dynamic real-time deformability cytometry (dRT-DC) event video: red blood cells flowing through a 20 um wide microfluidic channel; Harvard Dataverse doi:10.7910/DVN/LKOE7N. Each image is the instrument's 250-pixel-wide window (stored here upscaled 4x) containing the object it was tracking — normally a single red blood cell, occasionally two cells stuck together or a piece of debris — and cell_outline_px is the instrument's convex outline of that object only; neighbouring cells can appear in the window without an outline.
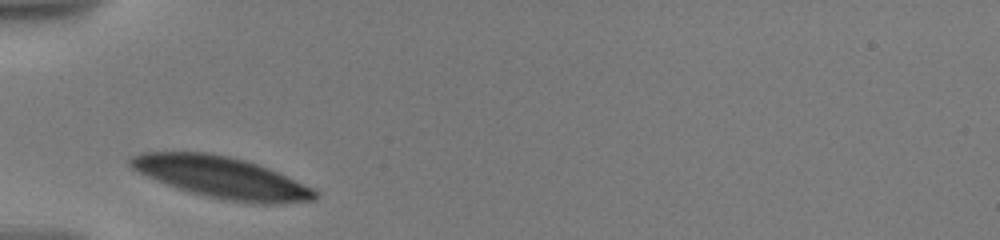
{"species": "human", "species_latin": "Homo sapiens", "temperature_condition": "warm", "stored_images_in_passage": 27, "camera_frame_rate_fps": 3000, "um_per_image_px": 0.085, "donor": {"sex": "male"}, "frame": {"image": 1, "passage_image": 1, "time_ms": 0.0, "image_size_px": [1000, 240], "cell_outline_px": [[320, 196], [316, 200], [284, 204], [264, 204], [228, 200], [208, 196], [192, 192], [156, 180], [136, 172], [128, 164], [128, 160], [132, 156], [140, 152], [208, 152], [228, 156], [244, 160], [268, 168], [312, 188], [320, 192]], "centroid_in_image_um": [18.85, 15.08], "position_along_channel_um": 66.1, "area_um2": 44.33}}
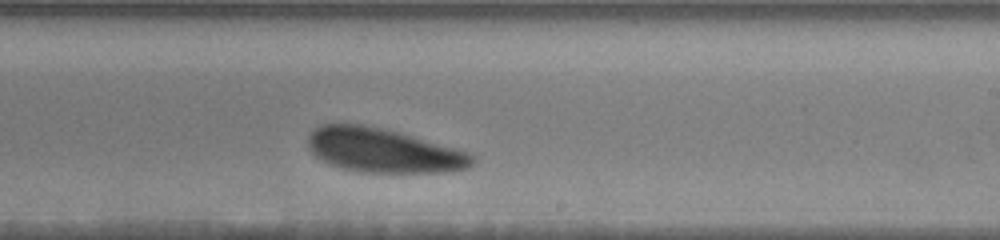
{"frame": {"image": 2, "passage_image": 15, "time_ms": 5.667, "image_size_px": [1000, 240], "cell_outline_px": [[476, 164], [468, 168], [448, 172], [360, 172], [328, 164], [316, 156], [308, 148], [308, 136], [312, 128], [320, 124], [364, 124], [400, 132], [468, 152], [476, 156]], "centroid_in_image_um": [32.59, 12.78], "position_along_channel_um": 256.4, "area_um2": 42.54}}
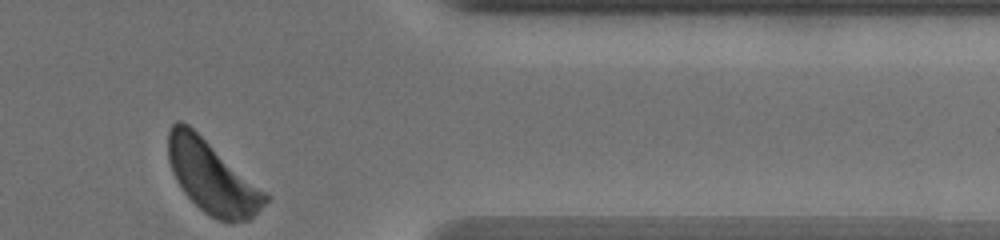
{"frame": {"image": 3, "passage_image": 26, "time_ms": 10.0, "image_size_px": [1000, 240], "cell_outline_px": [[268, 200], [248, 220], [232, 224], [228, 224], [216, 220], [204, 212], [184, 192], [176, 180], [172, 172], [168, 160], [168, 132], [172, 124], [176, 120], [180, 120], [188, 124], [264, 192], [268, 196]], "centroid_in_image_um": [17.96, 15.08], "position_along_channel_um": 393.4, "area_um2": 40.17}, "authors_computed_cell_mechanics": {"area_um2": 43.2922, "velocity_mm_per_s": 3.4372, "shape_relaxation_time_tau1_ms": 1.0388, "shape_relaxation_time_tau2_ms": null, "deformation_change_tau1": 0.0712, "deformation_change_tau2": null}}